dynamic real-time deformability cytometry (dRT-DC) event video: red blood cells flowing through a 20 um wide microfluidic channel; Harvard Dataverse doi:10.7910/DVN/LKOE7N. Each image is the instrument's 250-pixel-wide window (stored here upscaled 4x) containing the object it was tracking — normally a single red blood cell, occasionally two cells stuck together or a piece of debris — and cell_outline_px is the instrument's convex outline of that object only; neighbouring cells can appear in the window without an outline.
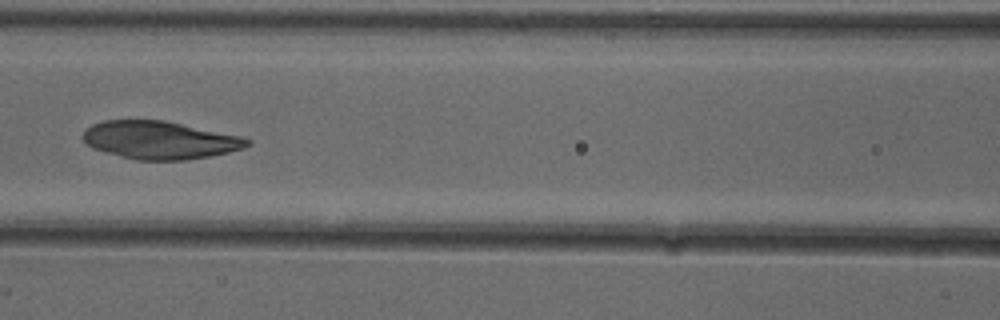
{"species": "common noctule bat (a hibernating species)", "species_latin": "Nyctalus noctula", "temperature_condition": "cold", "stored_images_in_passage": 54, "camera_frame_rate_fps": 3000, "um_per_image_px": 0.085, "animal": {"sex": "female"}, "frame": {"image": 1, "passage_image": 25, "time_ms": 8.0, "image_size_px": [1000, 320], "cell_outline_px": [[252, 144], [244, 148], [228, 152], [208, 156], [184, 160], [136, 160], [120, 156], [92, 148], [84, 144], [84, 132], [92, 124], [104, 120], [164, 120], [240, 136], [252, 140]], "centroid_in_image_um": [13.58, 11.91], "position_along_channel_um": 153.0, "area_um2": 36.13}}
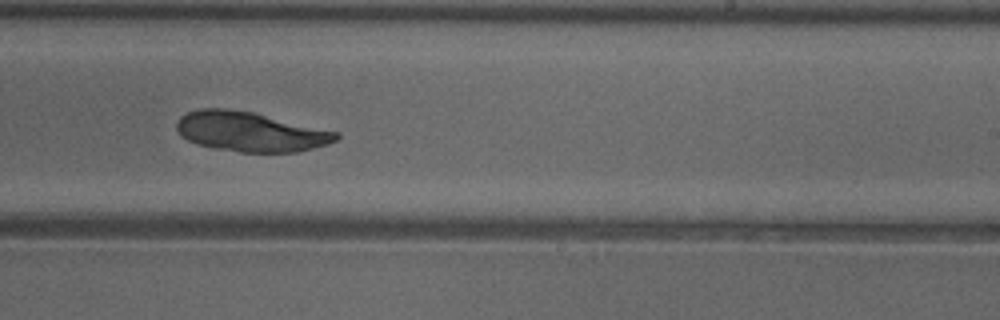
{"frame": {"image": 2, "passage_image": 34, "time_ms": 11.0, "image_size_px": [1000, 320], "cell_outline_px": [[340, 136], [336, 140], [328, 144], [296, 152], [240, 152], [196, 144], [180, 136], [176, 128], [176, 124], [180, 116], [188, 112], [200, 108], [224, 108], [252, 112], [340, 132]], "centroid_in_image_um": [21.27, 11.19], "position_along_channel_um": 267.7, "area_um2": 36.82}}